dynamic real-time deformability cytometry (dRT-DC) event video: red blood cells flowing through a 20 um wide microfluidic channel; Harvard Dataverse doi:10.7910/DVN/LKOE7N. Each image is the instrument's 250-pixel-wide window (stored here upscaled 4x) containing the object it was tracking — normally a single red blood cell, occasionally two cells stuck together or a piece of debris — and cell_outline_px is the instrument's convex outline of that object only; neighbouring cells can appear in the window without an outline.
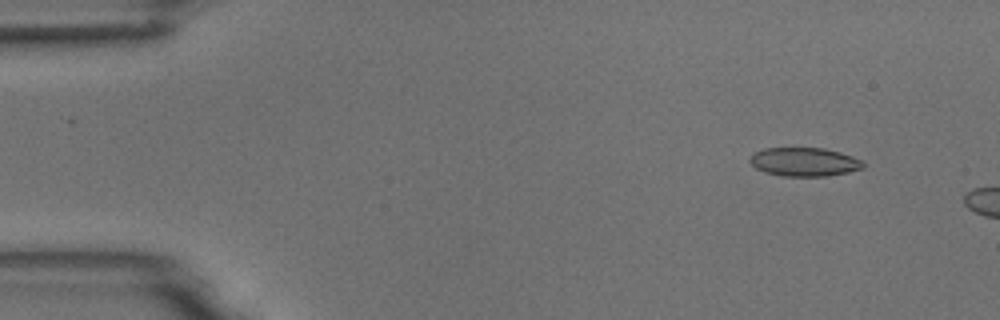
{"species": "common noctule bat (a hibernating species)", "species_latin": "Nyctalus noctula", "temperature_condition": "room temperature", "stored_images_in_passage": 3, "camera_frame_rate_fps": 3000, "um_per_image_px": 0.085, "animal": {"sex": "male", "body_mass_g": 18.8}, "frame": {"image": 1, "passage_image": 2, "time_ms": 0.333, "image_size_px": [1000, 320], "cell_outline_px": [[864, 168], [848, 172], [828, 176], [784, 176], [764, 172], [756, 168], [748, 160], [748, 156], [752, 152], [764, 148], [824, 148], [840, 152], [864, 160]], "centroid_in_image_um": [68.35, 13.75], "position_along_channel_um": 16.7, "area_um2": 19.19}}